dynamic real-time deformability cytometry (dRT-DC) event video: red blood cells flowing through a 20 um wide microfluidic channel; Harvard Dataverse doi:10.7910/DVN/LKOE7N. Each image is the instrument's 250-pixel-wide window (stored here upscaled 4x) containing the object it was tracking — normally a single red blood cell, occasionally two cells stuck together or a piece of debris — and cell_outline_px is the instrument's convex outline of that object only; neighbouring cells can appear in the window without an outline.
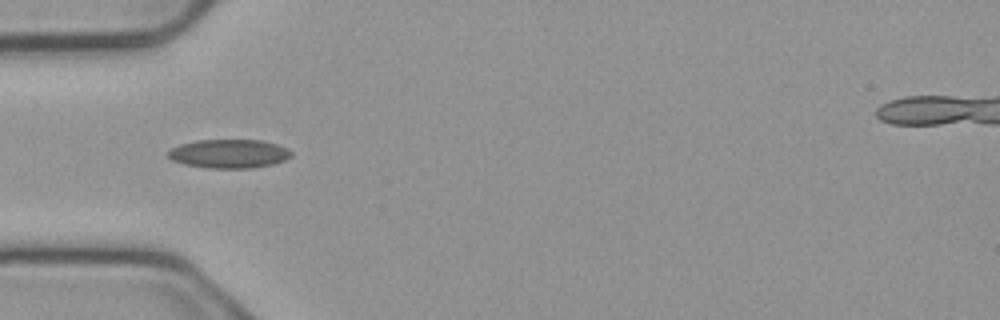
{"species": "common noctule bat (a hibernating species)", "species_latin": "Nyctalus noctula", "temperature_condition": "cold", "stored_images_in_passage": 6, "camera_frame_rate_fps": 3000, "um_per_image_px": 0.085, "animal": {"sex": "male", "body_mass_g": 23.1, "forearm_length_mm": 52.7}, "frame": {"image": 1, "passage_image": 4, "time_ms": 1.0, "image_size_px": [1000, 320], "cell_outline_px": [[292, 156], [284, 160], [272, 164], [252, 168], [208, 168], [184, 164], [172, 160], [168, 156], [168, 152], [172, 148], [180, 144], [196, 140], [260, 140], [276, 144], [288, 148], [292, 152]], "centroid_in_image_um": [19.47, 13.06], "position_along_channel_um": 65.5, "area_um2": 20.63}}
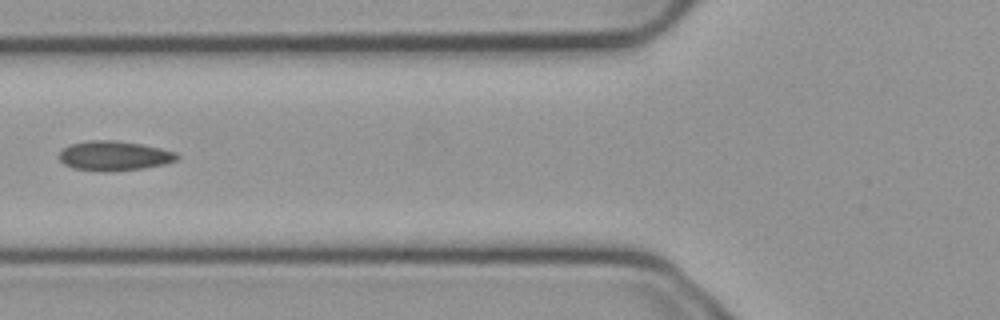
{"frame": {"image": 2, "passage_image": 5, "time_ms": 1.333, "image_size_px": [1000, 320], "cell_outline_px": [[180, 156], [176, 160], [164, 164], [144, 168], [108, 172], [104, 172], [72, 168], [64, 164], [60, 160], [60, 152], [64, 148], [72, 144], [88, 140], [116, 140], [140, 144], [160, 148], [176, 152]], "centroid_in_image_um": [9.71, 13.25], "position_along_channel_um": 116.1, "area_um2": 20.35}}
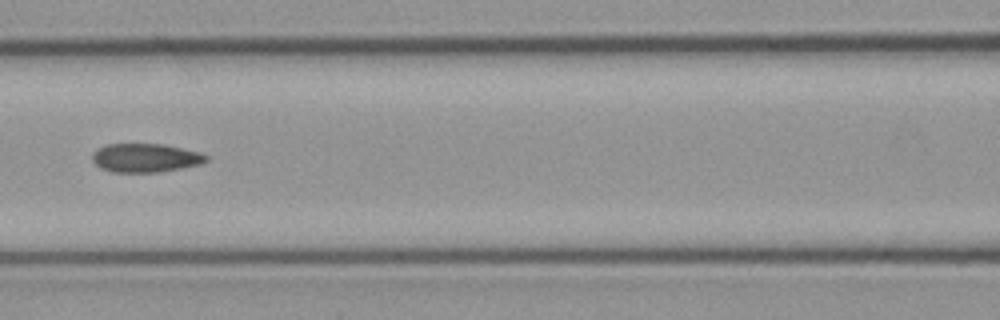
{"frame": {"image": 3, "passage_image": 6, "time_ms": 1.667, "image_size_px": [1000, 320], "cell_outline_px": [[208, 160], [200, 164], [160, 172], [112, 172], [100, 168], [92, 160], [92, 152], [96, 148], [104, 144], [164, 144], [200, 152], [208, 156]], "centroid_in_image_um": [12.33, 13.41], "position_along_channel_um": 154.3, "area_um2": 19.19}}